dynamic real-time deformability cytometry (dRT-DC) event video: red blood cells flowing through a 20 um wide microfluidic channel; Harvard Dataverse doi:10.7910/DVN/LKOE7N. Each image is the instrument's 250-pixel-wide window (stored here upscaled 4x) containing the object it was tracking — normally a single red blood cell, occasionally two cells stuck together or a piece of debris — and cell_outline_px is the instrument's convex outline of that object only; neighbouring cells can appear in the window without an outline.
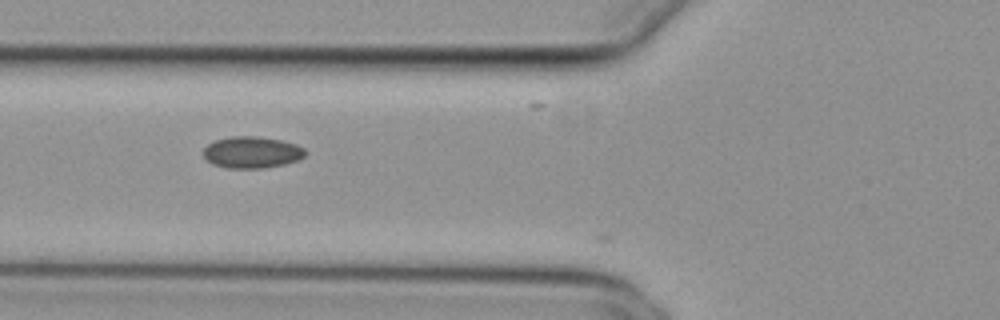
{"species": "common noctule bat (a hibernating species)", "species_latin": "Nyctalus noctula", "temperature_condition": "cold", "stored_images_in_passage": 4, "camera_frame_rate_fps": 3000, "um_per_image_px": 0.085, "animal": {"sex": "female", "body_mass_g": 29.2, "forearm_length_mm": 56.3}, "frame": {"image": 1, "passage_image": 3, "time_ms": 0.667, "image_size_px": [1000, 320], "cell_outline_px": [[308, 152], [304, 156], [296, 160], [284, 164], [264, 168], [224, 168], [212, 164], [204, 156], [204, 148], [208, 144], [216, 140], [232, 136], [256, 136], [280, 140], [296, 144], [304, 148]], "centroid_in_image_um": [21.41, 12.95], "position_along_channel_um": 104.4, "area_um2": 18.73}}